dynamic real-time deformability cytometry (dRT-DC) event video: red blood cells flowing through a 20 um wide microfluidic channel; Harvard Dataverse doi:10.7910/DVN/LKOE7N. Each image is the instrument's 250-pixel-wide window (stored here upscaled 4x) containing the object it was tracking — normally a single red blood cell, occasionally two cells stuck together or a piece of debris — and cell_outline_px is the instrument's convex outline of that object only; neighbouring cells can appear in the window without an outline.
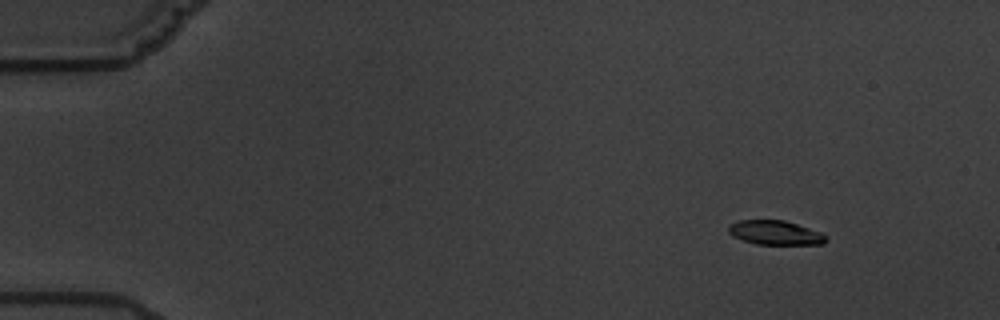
{"species": "common noctule bat (a hibernating species)", "species_latin": "Nyctalus noctula", "temperature_condition": "warm", "stored_images_in_passage": 6, "camera_frame_rate_fps": 3000, "um_per_image_px": 0.085, "animal": {"sex": "male", "body_mass_g": 19.5, "forearm_length_mm": 54.6}, "frame": {"image": 1, "passage_image": 2, "time_ms": 2.0, "image_size_px": [1000, 320], "cell_outline_px": [[828, 240], [824, 244], [756, 244], [732, 236], [728, 232], [728, 224], [740, 220], [784, 220], [820, 232]], "centroid_in_image_um": [65.85, 19.77], "position_along_channel_um": 19.1, "area_um2": 13.64}}
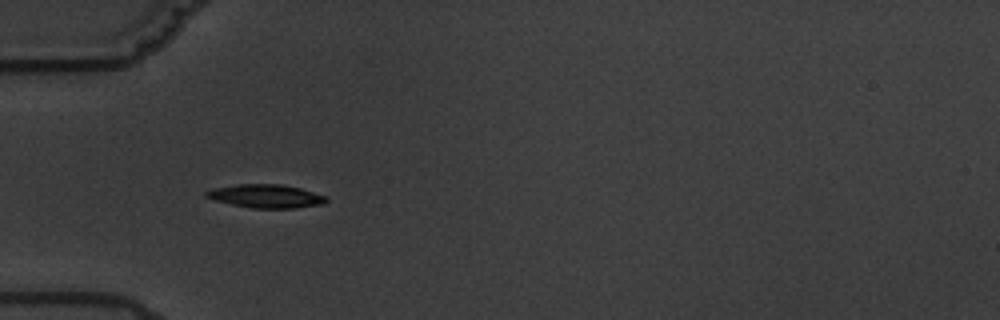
{"frame": {"image": 2, "passage_image": 5, "time_ms": 6.333, "image_size_px": [1000, 320], "cell_outline_px": [[328, 200], [324, 204], [296, 208], [252, 208], [232, 204], [216, 200], [204, 196], [204, 192], [212, 188], [236, 184], [280, 184], [300, 188], [328, 196]], "centroid_in_image_um": [22.63, 16.67], "position_along_channel_um": 62.4, "area_um2": 16.47}}